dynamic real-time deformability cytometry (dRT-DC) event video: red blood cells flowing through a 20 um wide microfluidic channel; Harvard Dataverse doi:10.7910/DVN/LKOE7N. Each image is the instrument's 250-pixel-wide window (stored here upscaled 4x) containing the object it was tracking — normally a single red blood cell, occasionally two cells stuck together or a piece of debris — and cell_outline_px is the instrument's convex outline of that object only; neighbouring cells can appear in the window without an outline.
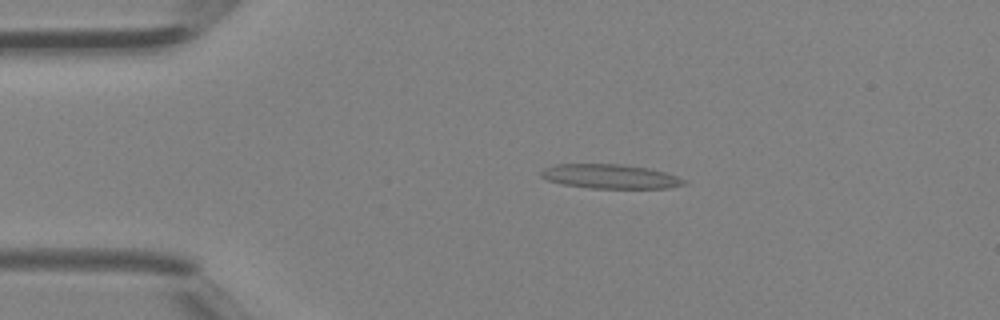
{"species": "Egyptian fruit bat (a non-hibernating species)", "species_latin": "Rousettus aegyptiacus", "temperature_condition": "room temperature", "stored_images_in_passage": 37, "camera_frame_rate_fps": 3000, "um_per_image_px": 0.085, "animal": {"sex": "female"}, "frame": {"image": 1, "passage_image": 5, "time_ms": 1.333, "image_size_px": [1000, 320], "cell_outline_px": [[688, 180], [684, 184], [668, 188], [592, 188], [560, 184], [548, 180], [540, 176], [540, 172], [544, 168], [556, 164], [624, 164], [652, 168]], "centroid_in_image_um": [51.86, 14.99], "position_along_channel_um": 33.1, "area_um2": 20.35}}
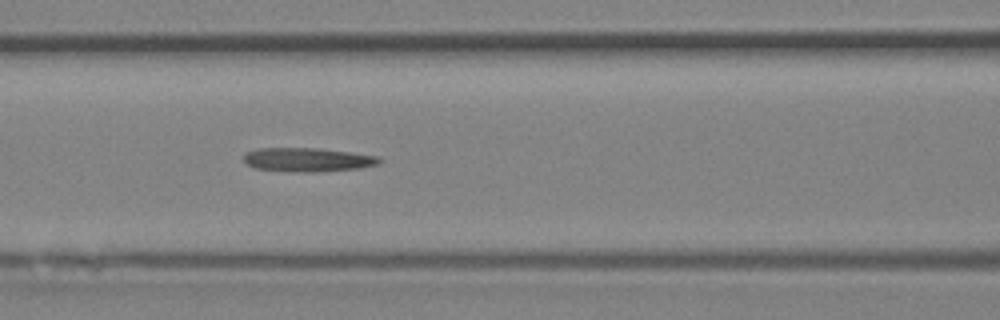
{"frame": {"image": 2, "passage_image": 14, "time_ms": 4.333, "image_size_px": [1000, 320], "cell_outline_px": [[380, 160], [376, 164], [356, 168], [316, 172], [292, 172], [256, 168], [248, 164], [244, 160], [244, 152], [256, 148], [316, 148], [352, 152], [380, 156]], "centroid_in_image_um": [26.1, 13.56], "position_along_channel_um": 140.5, "area_um2": 18.79}}
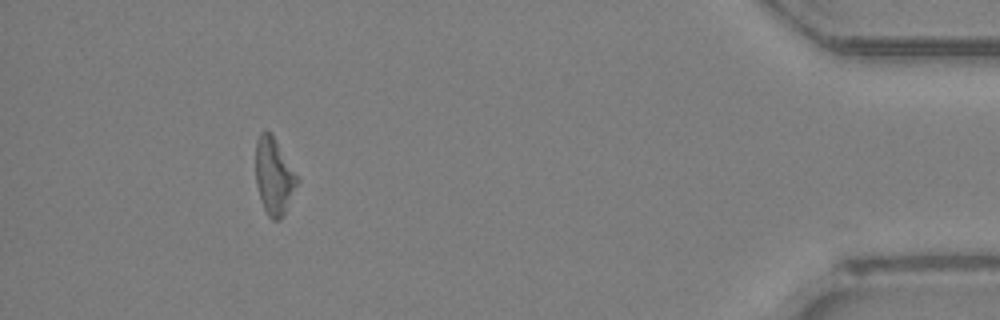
{"frame": {"image": 3, "passage_image": 34, "time_ms": 11.0, "image_size_px": [1000, 320], "cell_outline_px": [[300, 180], [284, 216], [280, 220], [272, 220], [268, 216], [260, 200], [256, 184], [256, 140], [260, 132], [264, 128], [272, 132]], "centroid_in_image_um": [23.29, 14.96], "position_along_channel_um": 411.9, "area_um2": 19.02}}